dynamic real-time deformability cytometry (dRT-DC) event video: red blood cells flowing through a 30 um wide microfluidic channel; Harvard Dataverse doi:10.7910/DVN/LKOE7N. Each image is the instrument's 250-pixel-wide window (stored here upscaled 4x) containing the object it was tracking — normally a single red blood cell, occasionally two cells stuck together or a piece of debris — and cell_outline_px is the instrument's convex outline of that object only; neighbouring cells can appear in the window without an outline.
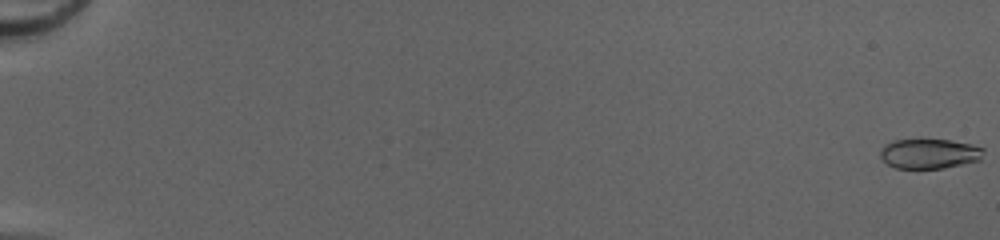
{"species": "common noctule bat (a hibernating species)", "species_latin": "Nyctalus noctula", "temperature_condition": "cold", "stored_images_in_passage": 52, "camera_frame_rate_fps": 3000, "um_per_image_px": 0.085, "animal": {"sex": "female", "body_mass_g": 20.0, "forearm_length_mm": 54.0}, "frame": {"image": 1, "passage_image": 1, "time_ms": 0.0, "image_size_px": [1000, 240], "cell_outline_px": [[984, 152], [980, 160], [944, 168], [896, 168], [888, 164], [880, 156], [880, 152], [884, 144], [892, 140], [920, 136], [948, 140], [972, 144], [984, 148]], "centroid_in_image_um": [78.97, 13.0], "position_along_channel_um": 6.0, "area_um2": 18.67}}
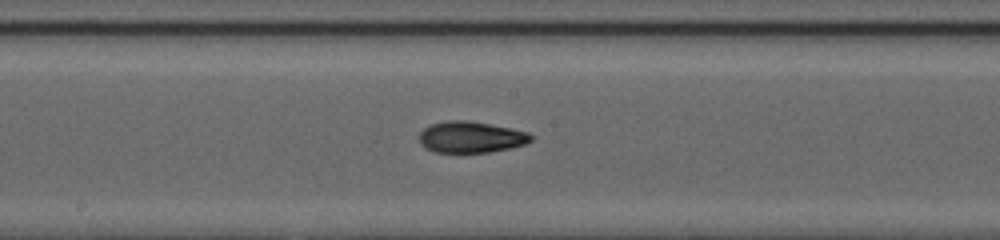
{"frame": {"image": 2, "passage_image": 31, "time_ms": 10.0, "image_size_px": [1000, 240], "cell_outline_px": [[532, 140], [524, 144], [512, 148], [488, 152], [432, 152], [424, 148], [420, 144], [420, 132], [424, 128], [432, 124], [448, 120], [468, 120], [512, 128], [528, 132], [532, 136]], "centroid_in_image_um": [40.02, 11.65], "position_along_channel_um": 208.2, "area_um2": 20.46}}
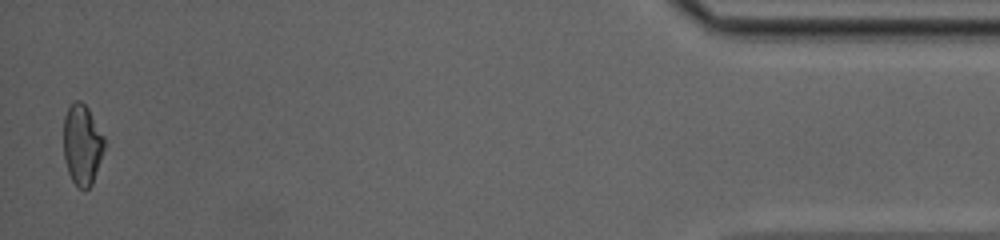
{"frame": {"image": 3, "passage_image": 52, "time_ms": 17.0, "image_size_px": [1000, 240], "cell_outline_px": [[104, 148], [92, 184], [84, 192], [72, 180], [68, 172], [64, 156], [64, 116], [68, 108], [76, 100], [80, 100], [88, 108], [104, 136]], "centroid_in_image_um": [6.98, 12.3], "position_along_channel_um": 428.2, "area_um2": 18.96}, "authors_computed_cell_mechanics": {"area_um2": 19.7098, "velocity_mm_per_s": 4.2162, "shape_relaxation_time_tau1_ms": 7.8687, "shape_relaxation_time_tau2_ms": 1.8987, "deformation_change_tau1": 0.2432, "deformation_change_tau2": 0.0638}}